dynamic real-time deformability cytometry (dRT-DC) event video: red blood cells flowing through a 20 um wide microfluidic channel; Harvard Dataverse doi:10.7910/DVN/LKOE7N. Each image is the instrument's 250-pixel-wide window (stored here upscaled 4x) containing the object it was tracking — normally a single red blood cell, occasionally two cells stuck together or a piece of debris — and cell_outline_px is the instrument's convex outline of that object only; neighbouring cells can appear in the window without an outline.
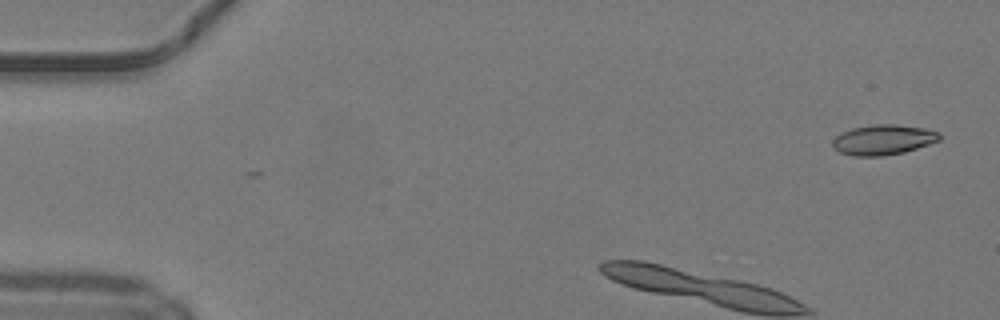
{"species": "common noctule bat (a hibernating species)", "species_latin": "Nyctalus noctula", "temperature_condition": "warm", "stored_images_in_passage": 3, "camera_frame_rate_fps": 3000, "um_per_image_px": 0.085, "animal": {"sex": "male", "body_mass_g": 19.2, "forearm_length_mm": 51.8}, "frame": {"image": 1, "passage_image": 2, "time_ms": 0.333, "image_size_px": [1000, 320], "cell_outline_px": [[940, 140], [904, 152], [884, 156], [852, 156], [840, 152], [832, 148], [832, 140], [836, 136], [852, 128], [872, 124], [896, 124], [924, 128], [940, 132]], "centroid_in_image_um": [75.05, 11.88], "position_along_channel_um": 9.9, "area_um2": 18.84}}